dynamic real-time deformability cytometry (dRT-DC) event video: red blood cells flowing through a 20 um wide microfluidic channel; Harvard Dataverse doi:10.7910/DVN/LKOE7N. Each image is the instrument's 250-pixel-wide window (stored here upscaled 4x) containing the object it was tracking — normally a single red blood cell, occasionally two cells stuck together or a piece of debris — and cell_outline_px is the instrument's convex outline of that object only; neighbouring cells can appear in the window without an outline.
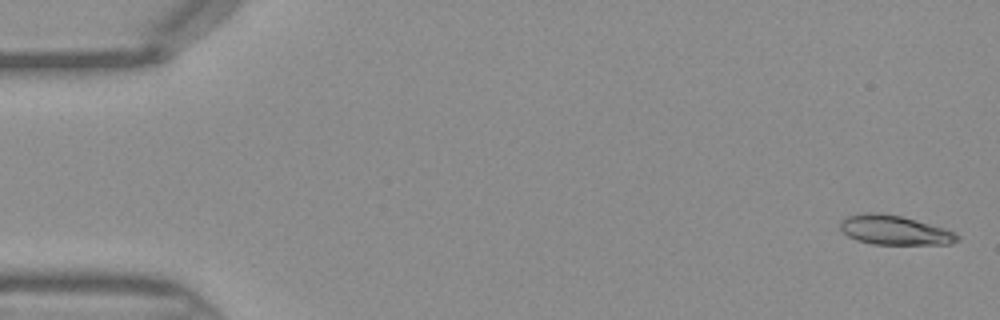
{"species": "Egyptian fruit bat (a non-hibernating species)", "species_latin": "Rousettus aegyptiacus", "temperature_condition": "warm", "stored_images_in_passage": 12, "camera_frame_rate_fps": 3000, "um_per_image_px": 0.085, "frame": {"image": 1, "passage_image": 1, "time_ms": 0.0, "image_size_px": [1000, 320], "cell_outline_px": [[960, 240], [948, 244], [872, 244], [856, 240], [848, 236], [840, 228], [840, 220], [844, 216], [864, 212], [876, 212], [900, 216], [916, 220], [944, 228], [956, 232], [960, 236]], "centroid_in_image_um": [76.01, 19.55], "position_along_channel_um": 9.0, "area_um2": 20.17}}